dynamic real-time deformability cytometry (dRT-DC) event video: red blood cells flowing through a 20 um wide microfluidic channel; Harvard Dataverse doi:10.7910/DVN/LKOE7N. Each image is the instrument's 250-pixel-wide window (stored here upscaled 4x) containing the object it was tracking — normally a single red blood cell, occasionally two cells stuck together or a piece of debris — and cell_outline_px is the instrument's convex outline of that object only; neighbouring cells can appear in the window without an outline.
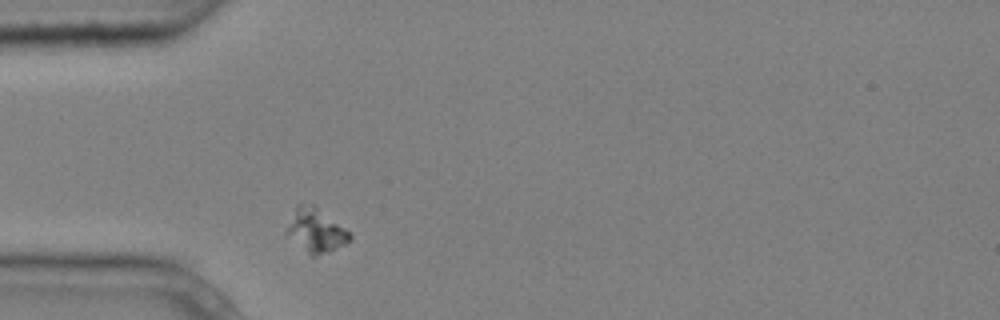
{"species": "common noctule bat (a hibernating species)", "species_latin": "Nyctalus noctula", "temperature_condition": "cold", "stored_images_in_passage": 1, "camera_frame_rate_fps": 3000, "um_per_image_px": 0.085, "animal": {"sex": "male", "body_mass_g": 20.4}, "frame": {"image": 1, "passage_image": 1, "time_ms": 0.0, "image_size_px": [1000, 320], "cell_outline_px": [[352, 240], [344, 244], [316, 256], [312, 256], [288, 232], [288, 228], [296, 204], [312, 204], [344, 228], [352, 236]], "centroid_in_image_um": [26.9, 19.56], "position_along_channel_um": 58.1, "area_um2": 14.85}}